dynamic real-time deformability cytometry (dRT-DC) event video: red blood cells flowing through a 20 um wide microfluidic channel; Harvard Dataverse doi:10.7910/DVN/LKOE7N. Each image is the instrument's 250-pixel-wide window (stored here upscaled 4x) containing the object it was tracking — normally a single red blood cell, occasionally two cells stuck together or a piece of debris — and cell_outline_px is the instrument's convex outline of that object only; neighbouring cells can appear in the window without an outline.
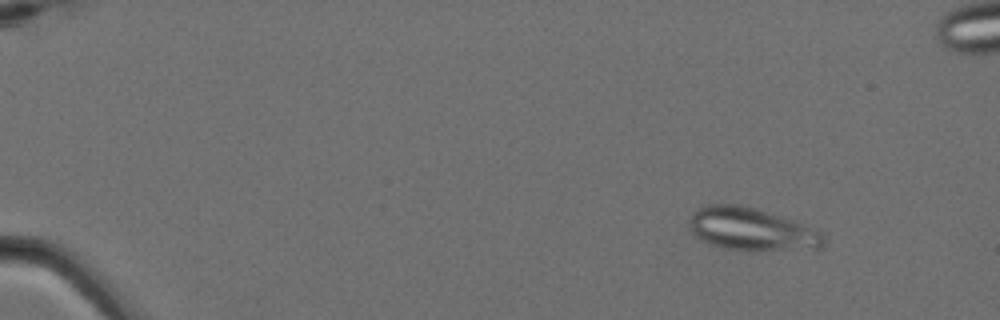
{"species": "Egyptian fruit bat (a non-hibernating species)", "species_latin": "Rousettus aegyptiacus", "temperature_condition": "cold", "stored_images_in_passage": 4, "camera_frame_rate_fps": 3000, "um_per_image_px": 0.085, "animal": {"sex": "female"}, "frame": {"image": 1, "passage_image": 2, "time_ms": 0.333, "image_size_px": [1000, 320], "cell_outline_px": [[828, 240], [820, 248], [756, 252], [724, 248], [708, 244], [700, 240], [692, 232], [688, 224], [692, 212], [696, 208], [708, 204], [736, 204], [752, 208], [780, 216], [792, 220], [820, 232]], "centroid_in_image_um": [63.84, 19.52], "position_along_channel_um": 21.2, "area_um2": 33.7}}